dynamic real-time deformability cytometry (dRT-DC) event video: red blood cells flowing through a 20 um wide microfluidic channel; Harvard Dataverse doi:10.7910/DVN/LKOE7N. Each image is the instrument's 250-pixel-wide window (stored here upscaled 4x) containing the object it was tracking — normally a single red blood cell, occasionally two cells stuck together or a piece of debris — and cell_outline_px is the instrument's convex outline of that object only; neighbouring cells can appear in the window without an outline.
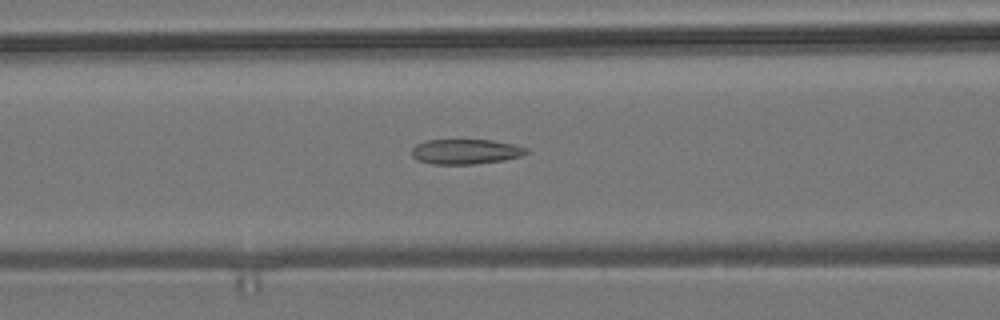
{"species": "common noctule bat (a hibernating species)", "species_latin": "Nyctalus noctula", "temperature_condition": "room temperature", "stored_images_in_passage": 49, "camera_frame_rate_fps": 3000, "um_per_image_px": 0.085, "animal": {"sex": "male", "body_mass_g": 19.2, "forearm_length_mm": 51.8}, "frame": {"image": 1, "passage_image": 17, "time_ms": 5.333, "image_size_px": [1000, 320], "cell_outline_px": [[528, 152], [520, 156], [504, 160], [476, 164], [432, 164], [416, 160], [412, 156], [412, 148], [416, 144], [428, 140], [492, 140], [516, 144], [528, 148]], "centroid_in_image_um": [39.58, 12.89], "position_along_channel_um": 127.0, "area_um2": 16.82}}
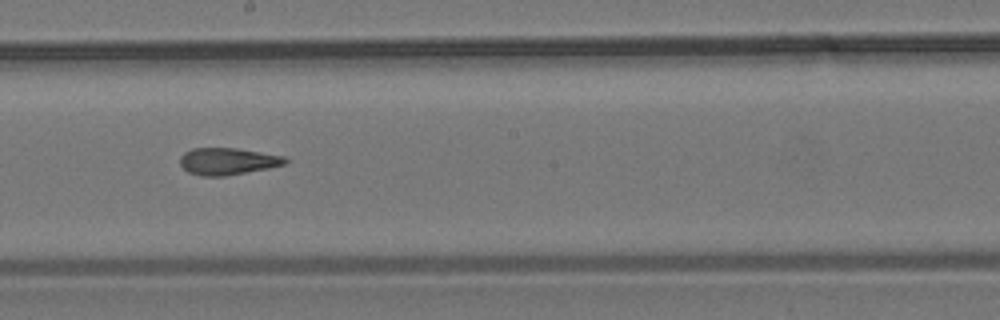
{"frame": {"image": 2, "passage_image": 25, "time_ms": 8.0, "image_size_px": [1000, 320], "cell_outline_px": [[288, 160], [284, 164], [268, 168], [224, 176], [200, 176], [188, 172], [180, 164], [180, 156], [184, 152], [192, 148], [236, 148], [284, 156]], "centroid_in_image_um": [19.31, 13.7], "position_along_channel_um": 228.9, "area_um2": 16.42}}
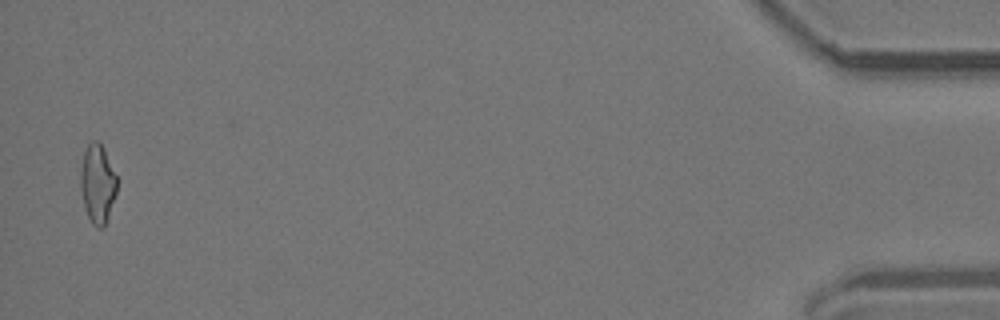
{"frame": {"image": 3, "passage_image": 48, "time_ms": 15.667, "image_size_px": [1000, 320], "cell_outline_px": [[116, 192], [104, 228], [96, 228], [92, 224], [84, 208], [80, 188], [80, 172], [84, 152], [88, 144], [92, 140], [96, 140], [104, 148], [116, 176]], "centroid_in_image_um": [8.27, 15.63], "position_along_channel_um": 426.9, "area_um2": 16.65}, "authors_computed_cell_mechanics": {"area_um2": 16.8776, "velocity_mm_per_s": 3.8111, "shape_relaxation_time_tau1_ms": null, "shape_relaxation_time_tau2_ms": 2.3323, "deformation_change_tau1": null, "deformation_change_tau2": 0.1228}}